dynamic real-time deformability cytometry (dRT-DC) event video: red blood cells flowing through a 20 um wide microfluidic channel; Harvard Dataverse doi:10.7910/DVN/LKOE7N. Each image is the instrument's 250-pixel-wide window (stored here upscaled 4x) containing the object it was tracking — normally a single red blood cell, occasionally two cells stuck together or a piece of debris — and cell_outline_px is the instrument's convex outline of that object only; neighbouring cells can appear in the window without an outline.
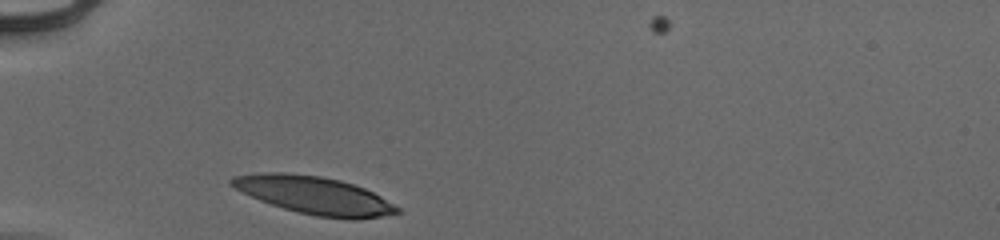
{"species": "human", "species_latin": "Homo sapiens", "temperature_condition": "cold", "stored_images_in_passage": 28, "camera_frame_rate_fps": 3000, "um_per_image_px": 0.085, "donor": {"sex": "male"}, "frame": {"image": 1, "passage_image": 1, "time_ms": 0.0, "image_size_px": [1000, 240], "cell_outline_px": [[400, 212], [380, 216], [356, 220], [352, 220], [316, 216], [284, 208], [260, 200], [228, 184], [228, 180], [232, 176], [260, 172], [288, 172], [320, 176], [340, 180], [364, 188], [380, 196], [400, 208]], "centroid_in_image_um": [26.69, 16.59], "position_along_channel_um": 58.3, "area_um2": 36.18}}
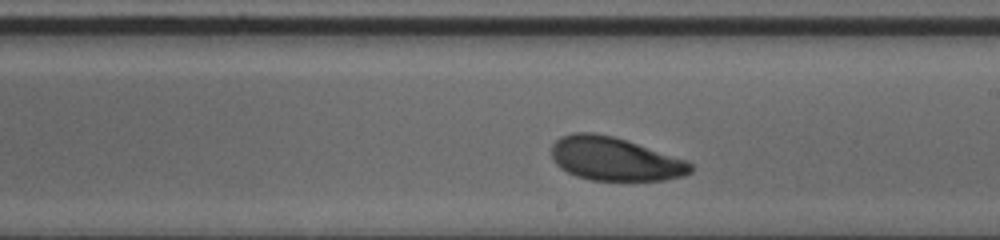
{"frame": {"image": 2, "passage_image": 16, "time_ms": 5.0, "image_size_px": [1000, 240], "cell_outline_px": [[692, 172], [684, 176], [664, 180], [592, 180], [576, 176], [560, 168], [552, 160], [552, 144], [560, 136], [572, 132], [592, 132], [612, 136], [688, 160], [692, 164]], "centroid_in_image_um": [52.24, 13.51], "position_along_channel_um": 236.8, "area_um2": 35.26}}
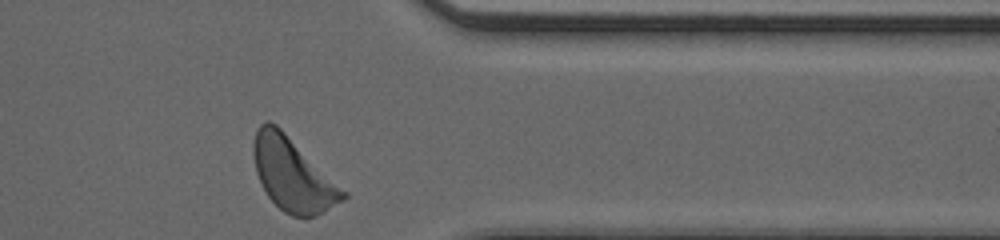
{"frame": {"image": 3, "passage_image": 28, "time_ms": 9.0, "image_size_px": [1000, 240], "cell_outline_px": [[348, 196], [344, 200], [324, 212], [316, 216], [292, 216], [284, 212], [268, 196], [256, 172], [252, 152], [252, 144], [256, 128], [260, 124], [268, 120], [276, 124], [348, 192]], "centroid_in_image_um": [24.89, 14.82], "position_along_channel_um": 386.5, "area_um2": 38.03}, "authors_computed_cell_mechanics": {"area_um2": 36.2695, "velocity_mm_per_s": 3.8797, "shape_relaxation_time_tau1_ms": 1.9627, "shape_relaxation_time_tau2_ms": 3.3971, "deformation_change_tau1": 0.1151, "deformation_change_tau2": 0.0973}}